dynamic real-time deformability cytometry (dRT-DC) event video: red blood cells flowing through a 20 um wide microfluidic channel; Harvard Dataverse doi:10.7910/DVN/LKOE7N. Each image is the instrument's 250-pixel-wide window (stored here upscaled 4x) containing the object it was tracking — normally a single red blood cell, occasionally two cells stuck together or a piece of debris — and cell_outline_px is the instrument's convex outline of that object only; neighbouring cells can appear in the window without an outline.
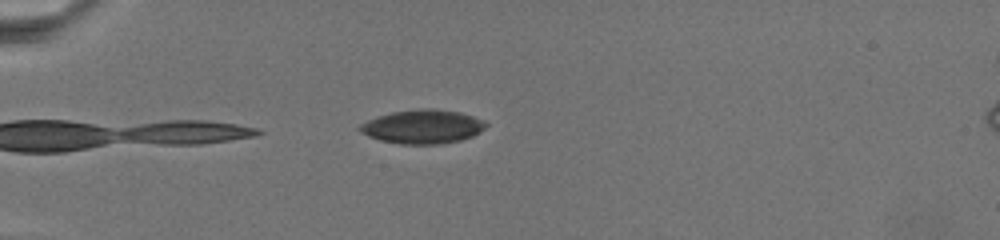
{"species": "common noctule bat (a hibernating species)", "species_latin": "Nyctalus noctula", "temperature_condition": "warm", "stored_images_in_passage": 31, "camera_frame_rate_fps": 3000, "um_per_image_px": 0.085, "animal": {"sex": "female", "body_mass_g": 19.5, "forearm_length_mm": 54.1}, "frame": {"image": 1, "passage_image": 1, "time_ms": 0.0, "image_size_px": [1000, 240], "cell_outline_px": [[488, 124], [480, 132], [472, 136], [460, 140], [440, 144], [400, 144], [380, 140], [368, 136], [360, 132], [356, 128], [360, 124], [368, 120], [392, 112], [424, 108], [432, 108], [460, 112], [472, 116]], "centroid_in_image_um": [35.9, 10.77], "position_along_channel_um": 49.1, "area_um2": 24.74}}